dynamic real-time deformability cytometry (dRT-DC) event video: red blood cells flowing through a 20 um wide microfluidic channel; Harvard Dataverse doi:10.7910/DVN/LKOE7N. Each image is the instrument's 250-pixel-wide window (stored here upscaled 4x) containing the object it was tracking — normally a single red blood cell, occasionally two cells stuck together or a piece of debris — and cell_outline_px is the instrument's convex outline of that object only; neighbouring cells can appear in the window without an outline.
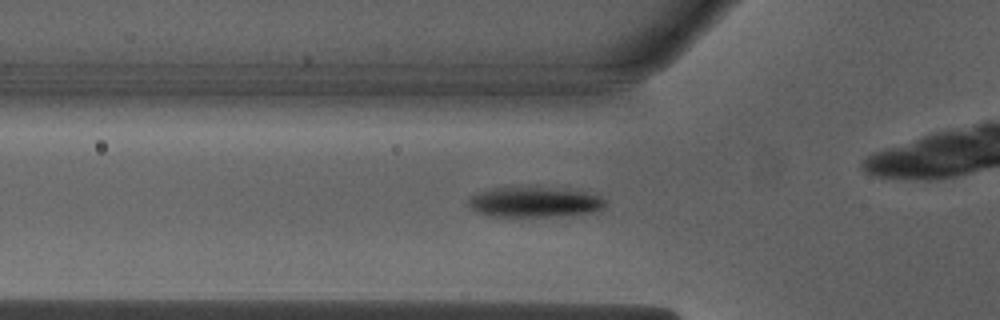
{"species": "Egyptian fruit bat (a non-hibernating species)", "species_latin": "Rousettus aegyptiacus", "temperature_condition": "warm", "stored_images_in_passage": 43, "camera_frame_rate_fps": 3000, "um_per_image_px": 0.085, "animal": {"sex": "male"}, "frame": {"image": 1, "passage_image": 15, "time_ms": 4.667, "image_size_px": [1000, 320], "cell_outline_px": [[604, 208], [592, 212], [560, 216], [488, 216], [476, 212], [464, 204], [468, 196], [492, 188], [548, 188], [600, 192], [604, 200]], "centroid_in_image_um": [45.43, 17.18], "position_along_channel_um": 80.4, "area_um2": 24.45}}
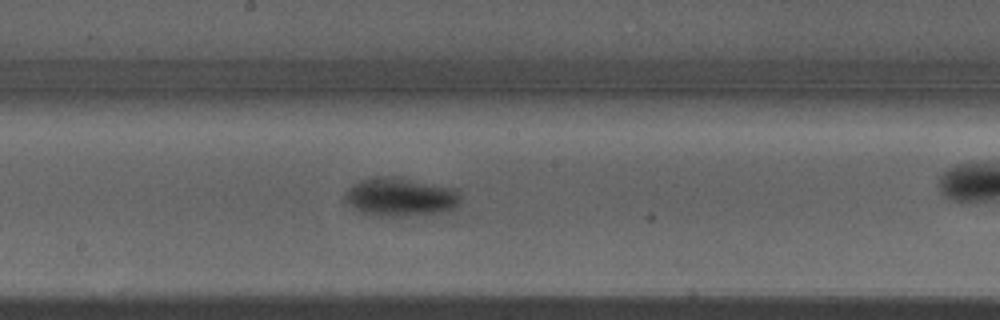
{"frame": {"image": 2, "passage_image": 25, "time_ms": 8.0, "image_size_px": [1000, 320], "cell_outline_px": [[460, 204], [456, 208], [440, 212], [408, 216], [372, 216], [352, 208], [344, 200], [344, 192], [352, 184], [360, 180], [372, 176], [388, 176], [456, 188], [460, 196]], "centroid_in_image_um": [33.99, 16.75], "position_along_channel_um": 214.2, "area_um2": 26.18}}
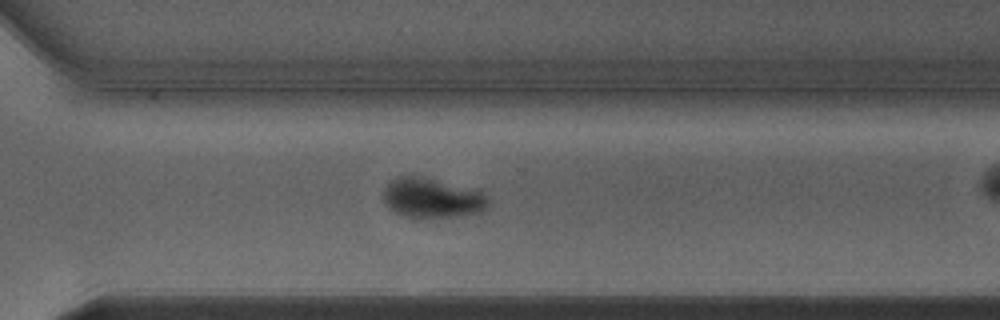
{"frame": {"image": 3, "passage_image": 34, "time_ms": 11.0, "image_size_px": [1000, 320], "cell_outline_px": [[492, 200], [484, 208], [476, 212], [460, 216], [408, 216], [396, 212], [384, 200], [384, 188], [392, 180], [400, 176], [412, 172], [484, 188]], "centroid_in_image_um": [36.87, 16.7], "position_along_channel_um": 333.7, "area_um2": 25.37}, "authors_computed_cell_mechanics": {"area_um2": 24.6228, "velocity_mm_per_s": 3.9966, "shape_relaxation_time_tau1_ms": 3.3866, "shape_relaxation_time_tau2_ms": null, "deformation_change_tau1": 0.1964, "deformation_change_tau2": null}}